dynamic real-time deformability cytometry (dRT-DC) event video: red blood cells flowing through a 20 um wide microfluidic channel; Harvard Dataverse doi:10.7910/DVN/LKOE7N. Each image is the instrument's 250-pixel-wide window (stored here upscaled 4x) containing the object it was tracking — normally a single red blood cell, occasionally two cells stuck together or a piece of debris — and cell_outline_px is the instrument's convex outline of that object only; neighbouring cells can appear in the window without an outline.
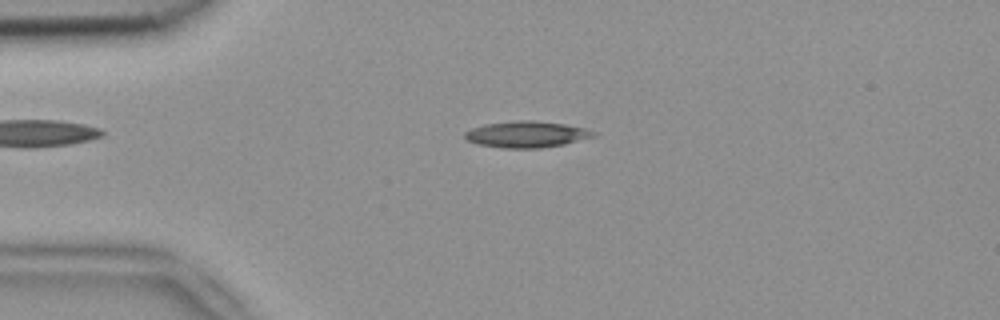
{"species": "common noctule bat (a hibernating species)", "species_latin": "Nyctalus noctula", "temperature_condition": "room temperature", "stored_images_in_passage": 2, "camera_frame_rate_fps": 3000, "um_per_image_px": 0.085, "animal": {"sex": "female", "body_mass_g": 18.4}, "frame": {"image": 1, "passage_image": 2, "time_ms": 0.333, "image_size_px": [1000, 320], "cell_outline_px": [[596, 136], [564, 144], [540, 148], [504, 148], [476, 144], [468, 140], [464, 136], [464, 132], [472, 128], [484, 124], [512, 120], [532, 120], [564, 124], [584, 128], [596, 132]], "centroid_in_image_um": [44.73, 11.41], "position_along_channel_um": 40.3, "area_um2": 19.77}}